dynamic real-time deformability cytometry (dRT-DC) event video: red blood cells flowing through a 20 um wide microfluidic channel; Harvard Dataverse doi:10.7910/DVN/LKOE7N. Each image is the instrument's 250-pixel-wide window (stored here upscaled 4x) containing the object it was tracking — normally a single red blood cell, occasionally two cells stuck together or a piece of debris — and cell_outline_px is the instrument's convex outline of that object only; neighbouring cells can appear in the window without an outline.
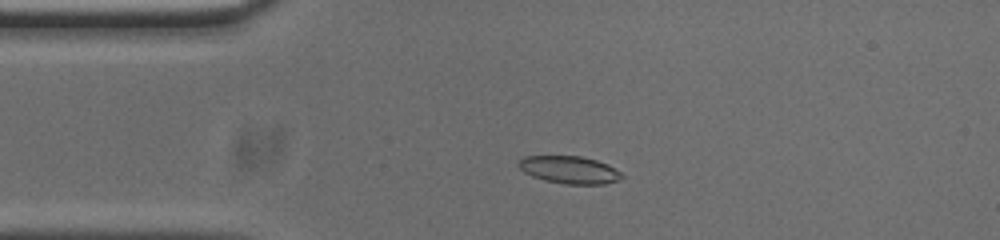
{"species": "common noctule bat (a hibernating species)", "species_latin": "Nyctalus noctula", "temperature_condition": "cold", "stored_images_in_passage": 50, "camera_frame_rate_fps": 3000, "um_per_image_px": 0.085, "animal": {"sex": "male", "body_mass_g": 20.0, "forearm_length_mm": 53.3}, "frame": {"image": 1, "passage_image": 8, "time_ms": 2.333, "image_size_px": [1000, 240], "cell_outline_px": [[624, 176], [620, 180], [604, 184], [564, 184], [544, 180], [532, 176], [524, 172], [516, 164], [524, 156], [580, 156], [596, 160], [608, 164], [620, 172]], "centroid_in_image_um": [48.4, 14.44], "position_along_channel_um": 36.6, "area_um2": 16.59}}
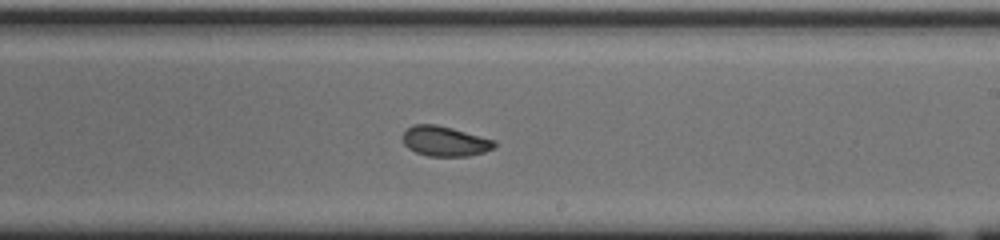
{"frame": {"image": 2, "passage_image": 27, "time_ms": 8.667, "image_size_px": [1000, 240], "cell_outline_px": [[496, 144], [492, 148], [484, 152], [468, 156], [428, 156], [416, 152], [408, 148], [404, 144], [400, 136], [412, 124], [436, 124], [452, 128], [496, 140]], "centroid_in_image_um": [37.78, 11.99], "position_along_channel_um": 251.2, "area_um2": 16.13}}
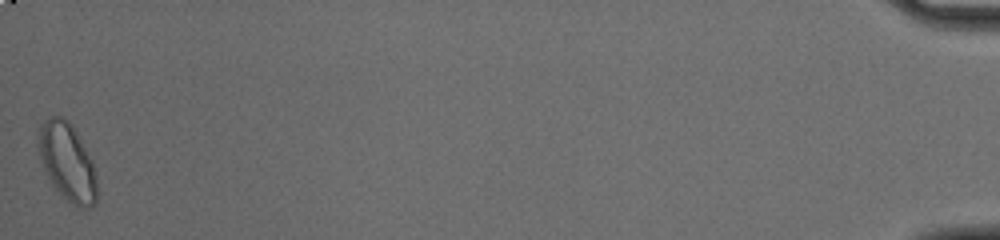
{"frame": {"image": 3, "passage_image": 50, "time_ms": 16.333, "image_size_px": [1000, 240], "cell_outline_px": [[96, 200], [92, 208], [80, 208], [72, 204], [52, 184], [40, 160], [36, 144], [36, 136], [40, 124], [44, 120], [52, 116], [60, 116], [72, 124], [92, 160], [96, 180]], "centroid_in_image_um": [5.68, 13.73], "position_along_channel_um": 429.5, "area_um2": 26.53}, "authors_computed_cell_mechanics": {"area_um2": 16.7909, "velocity_mm_per_s": 3.7444, "shape_relaxation_time_tau1_ms": 9.8358, "shape_relaxation_time_tau2_ms": 1.9015, "deformation_change_tau1": 0.1769, "deformation_change_tau2": 0.0561}}